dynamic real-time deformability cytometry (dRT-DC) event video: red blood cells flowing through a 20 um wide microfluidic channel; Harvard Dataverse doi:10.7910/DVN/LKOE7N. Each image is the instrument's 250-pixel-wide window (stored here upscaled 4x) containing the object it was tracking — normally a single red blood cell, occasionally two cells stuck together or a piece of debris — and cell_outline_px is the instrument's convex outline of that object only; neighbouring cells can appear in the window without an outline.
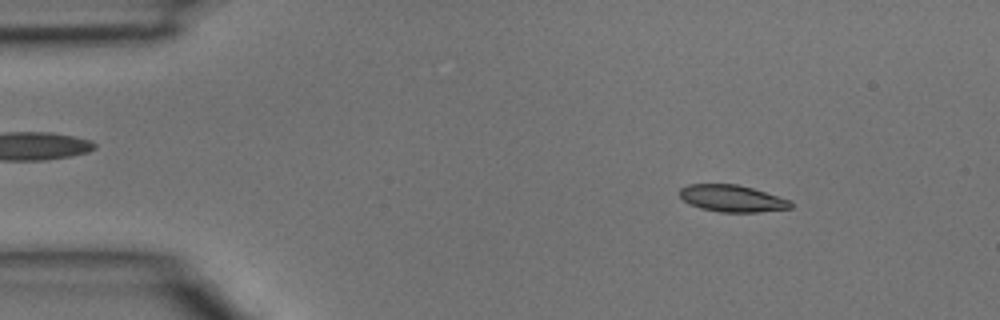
{"species": "common noctule bat (a hibernating species)", "species_latin": "Nyctalus noctula", "temperature_condition": "room temperature", "stored_images_in_passage": 4, "camera_frame_rate_fps": 3000, "um_per_image_px": 0.085, "animal": {"sex": "male", "body_mass_g": 15.6}, "frame": {"image": 1, "passage_image": 2, "time_ms": 0.333, "image_size_px": [1000, 320], "cell_outline_px": [[792, 208], [756, 212], [720, 212], [700, 208], [688, 204], [680, 196], [680, 188], [688, 184], [736, 184], [752, 188], [792, 200]], "centroid_in_image_um": [62.23, 16.87], "position_along_channel_um": 22.8, "area_um2": 17.4}}